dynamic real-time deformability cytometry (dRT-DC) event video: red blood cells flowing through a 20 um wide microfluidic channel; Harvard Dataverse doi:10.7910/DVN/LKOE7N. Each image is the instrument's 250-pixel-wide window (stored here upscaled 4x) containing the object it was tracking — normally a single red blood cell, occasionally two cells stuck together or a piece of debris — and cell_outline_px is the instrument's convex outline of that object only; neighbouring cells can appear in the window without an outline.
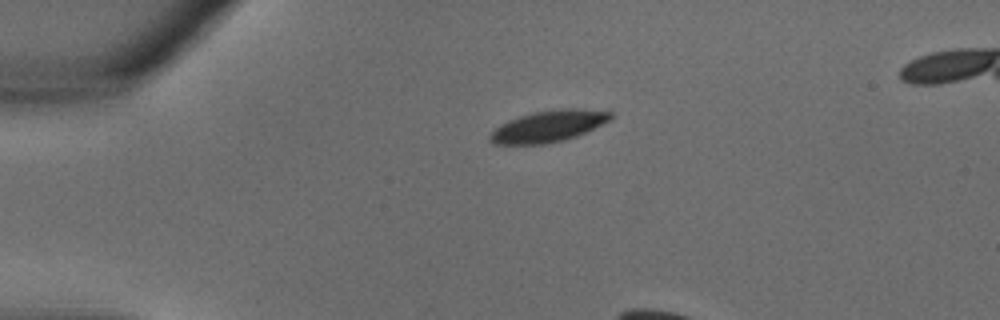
{"species": "common noctule bat (a hibernating species)", "species_latin": "Nyctalus noctula", "temperature_condition": "warm", "stored_images_in_passage": 5, "camera_frame_rate_fps": 3000, "um_per_image_px": 0.085, "animal": {"sex": "male", "body_mass_g": 18.8}, "frame": {"image": 1, "passage_image": 1, "time_ms": 0.0, "image_size_px": [1000, 320], "cell_outline_px": [[612, 120], [576, 136], [564, 140], [544, 144], [492, 144], [488, 140], [488, 136], [500, 124], [508, 120], [532, 112], [564, 108], [572, 108], [612, 112]], "centroid_in_image_um": [46.6, 10.73], "position_along_channel_um": 38.4, "area_um2": 22.08}}